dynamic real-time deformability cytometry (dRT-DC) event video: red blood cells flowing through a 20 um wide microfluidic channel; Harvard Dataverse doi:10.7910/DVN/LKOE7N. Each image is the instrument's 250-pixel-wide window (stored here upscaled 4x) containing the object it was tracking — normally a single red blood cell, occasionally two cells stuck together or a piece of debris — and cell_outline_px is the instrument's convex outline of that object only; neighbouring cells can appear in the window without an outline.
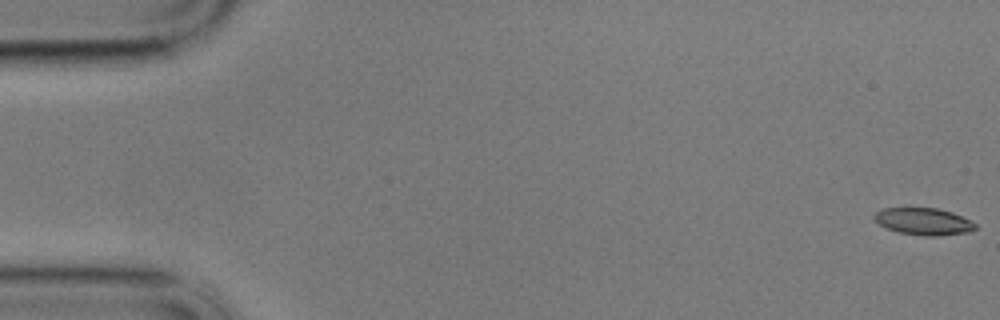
{"species": "common noctule bat (a hibernating species)", "species_latin": "Nyctalus noctula", "temperature_condition": "cold", "stored_images_in_passage": 58, "camera_frame_rate_fps": 3000, "um_per_image_px": 0.085, "animal": {"sex": "male", "body_mass_g": 17.9}, "frame": {"image": 1, "passage_image": 1, "time_ms": 0.0, "image_size_px": [1000, 320], "cell_outline_px": [[976, 228], [968, 232], [936, 236], [924, 236], [900, 232], [888, 228], [880, 224], [872, 216], [876, 212], [884, 208], [936, 208], [952, 212], [976, 224]], "centroid_in_image_um": [78.5, 18.82], "position_along_channel_um": 6.5, "area_um2": 15.61}}
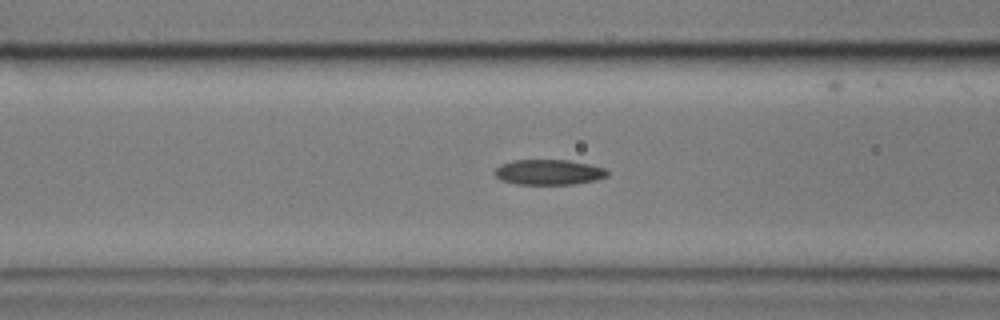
{"frame": {"image": 2, "passage_image": 23, "time_ms": 7.333, "image_size_px": [1000, 320], "cell_outline_px": [[608, 176], [596, 180], [572, 184], [516, 184], [500, 180], [492, 172], [500, 164], [512, 160], [568, 160], [588, 164], [604, 168], [608, 172]], "centroid_in_image_um": [46.6, 14.63], "position_along_channel_um": 120.0, "area_um2": 16.65}}
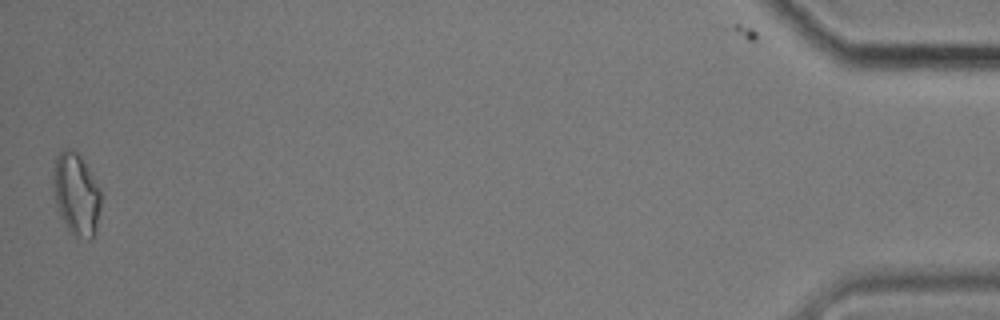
{"frame": {"image": 3, "passage_image": 58, "time_ms": 19.0, "image_size_px": [1000, 320], "cell_outline_px": [[100, 208], [96, 228], [92, 236], [88, 240], [76, 236], [68, 228], [56, 204], [52, 184], [52, 172], [56, 156], [64, 148], [68, 148], [76, 152], [80, 156], [92, 172], [100, 188]], "centroid_in_image_um": [6.48, 16.44], "position_along_channel_um": 428.7, "area_um2": 22.72}, "authors_computed_cell_mechanics": {"area_um2": 16.6753, "velocity_mm_per_s": 3.434, "shape_relaxation_time_tau1_ms": null, "shape_relaxation_time_tau2_ms": 3.9341, "deformation_change_tau1": null, "deformation_change_tau2": 0.1105}}